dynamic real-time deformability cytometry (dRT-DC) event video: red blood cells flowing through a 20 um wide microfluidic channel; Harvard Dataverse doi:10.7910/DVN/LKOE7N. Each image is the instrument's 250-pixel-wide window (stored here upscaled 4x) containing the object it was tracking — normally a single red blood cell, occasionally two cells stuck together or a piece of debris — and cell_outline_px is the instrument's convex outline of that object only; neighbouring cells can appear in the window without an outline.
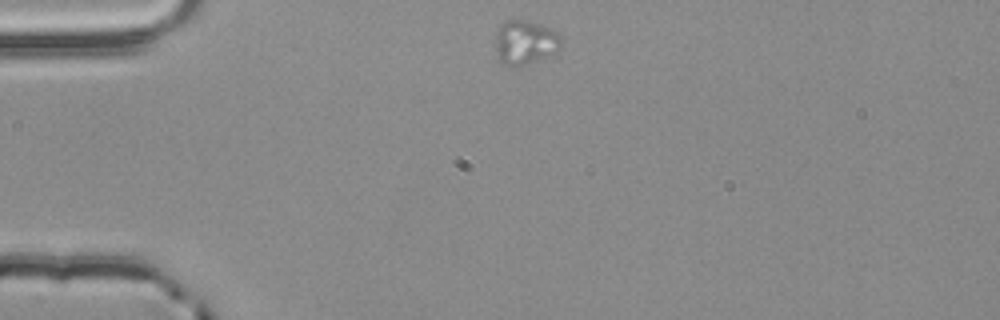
{"species": "common noctule bat (a hibernating species)", "species_latin": "Nyctalus noctula", "temperature_condition": "room temperature", "stored_images_in_passage": 12, "camera_frame_rate_fps": 3000, "um_per_image_px": 0.085, "animal": {"sex": "male", "body_mass_g": 20.4}, "frame": {"image": 1, "passage_image": 1, "time_ms": 0.0, "image_size_px": [1000, 320], "cell_outline_px": [[560, 48], [556, 52], [512, 68], [504, 64], [500, 60], [496, 52], [496, 32], [500, 24], [504, 20], [524, 20], [540, 24], [552, 28], [560, 36]], "centroid_in_image_um": [44.6, 3.57], "position_along_channel_um": 40.4, "area_um2": 16.76}}